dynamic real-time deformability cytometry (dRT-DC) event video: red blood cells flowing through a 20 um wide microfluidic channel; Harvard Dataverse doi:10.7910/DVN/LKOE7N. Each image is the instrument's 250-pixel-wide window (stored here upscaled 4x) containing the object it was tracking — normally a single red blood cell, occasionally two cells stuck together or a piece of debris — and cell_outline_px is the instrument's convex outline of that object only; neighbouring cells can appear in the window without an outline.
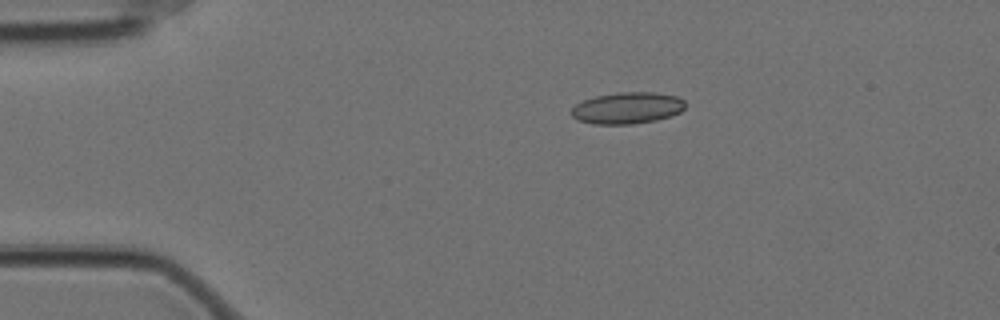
{"species": "Egyptian fruit bat (a non-hibernating species)", "species_latin": "Rousettus aegyptiacus", "temperature_condition": "cold", "stored_images_in_passage": 47, "camera_frame_rate_fps": 3000, "um_per_image_px": 0.085, "animal": {"sex": "female"}, "frame": {"image": 1, "passage_image": 1, "time_ms": 0.0, "image_size_px": [1000, 320], "cell_outline_px": [[684, 108], [680, 112], [656, 120], [632, 124], [592, 124], [576, 120], [572, 116], [572, 108], [576, 104], [584, 100], [596, 96], [616, 92], [656, 92], [676, 96], [684, 100]], "centroid_in_image_um": [53.3, 9.18], "position_along_channel_um": 31.7, "area_um2": 20.92}}
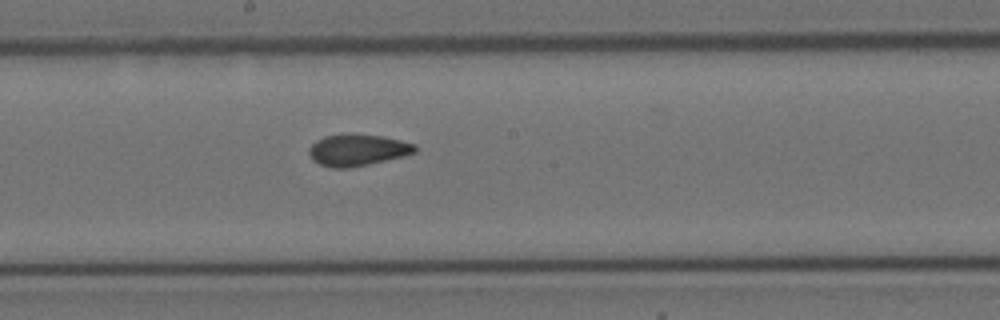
{"frame": {"image": 2, "passage_image": 21, "time_ms": 6.667, "image_size_px": [1000, 320], "cell_outline_px": [[416, 152], [368, 164], [348, 168], [332, 168], [320, 164], [312, 160], [308, 152], [308, 148], [316, 140], [324, 136], [384, 136], [416, 144]], "centroid_in_image_um": [30.36, 12.78], "position_along_channel_um": 217.8, "area_um2": 18.84}}
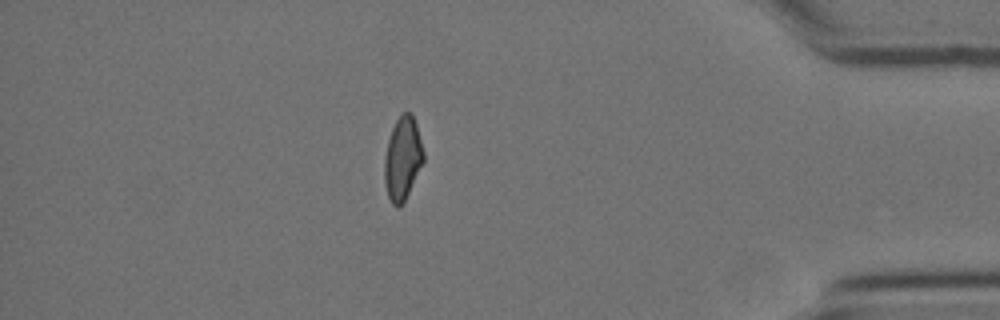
{"frame": {"image": 3, "passage_image": 40, "time_ms": 13.0, "image_size_px": [1000, 320], "cell_outline_px": [[424, 160], [404, 204], [396, 208], [392, 204], [388, 196], [384, 180], [384, 156], [388, 140], [392, 128], [396, 120], [404, 112], [412, 112], [416, 124], [424, 152]], "centroid_in_image_um": [34.22, 13.5], "position_along_channel_um": 401.0, "area_um2": 19.07}, "authors_computed_cell_mechanics": {"area_um2": 19.2474, "velocity_mm_per_s": 3.5112, "shape_relaxation_time_tau1_ms": null, "shape_relaxation_time_tau2_ms": 3.1916, "deformation_change_tau1": null, "deformation_change_tau2": 0.0796}}